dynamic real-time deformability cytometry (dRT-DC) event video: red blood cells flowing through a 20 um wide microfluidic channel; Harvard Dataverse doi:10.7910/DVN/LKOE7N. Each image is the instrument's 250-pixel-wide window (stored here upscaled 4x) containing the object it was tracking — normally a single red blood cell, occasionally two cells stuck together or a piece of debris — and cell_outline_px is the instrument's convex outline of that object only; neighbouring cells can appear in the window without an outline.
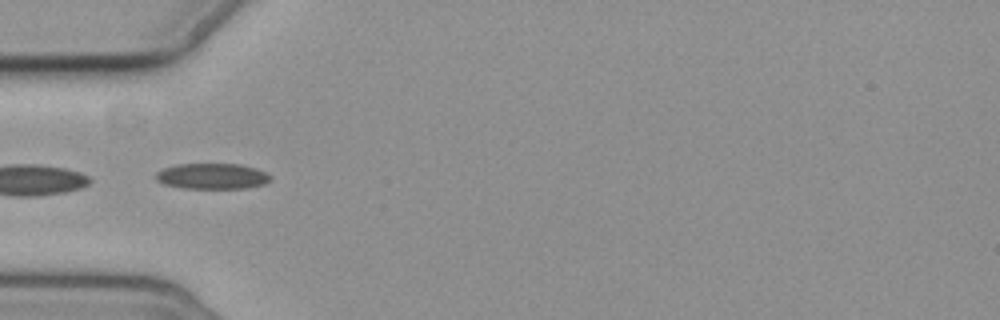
{"species": "common noctule bat (a hibernating species)", "species_latin": "Nyctalus noctula", "temperature_condition": "cold", "stored_images_in_passage": 8, "camera_frame_rate_fps": 3000, "um_per_image_px": 0.085, "animal": {"sex": "female", "body_mass_g": 19.3, "forearm_length_mm": 54.1}, "frame": {"image": 1, "passage_image": 5, "time_ms": 4.667, "image_size_px": [1000, 320], "cell_outline_px": [[272, 180], [264, 184], [248, 188], [180, 188], [164, 184], [156, 180], [156, 172], [164, 168], [176, 164], [240, 164], [256, 168], [272, 176]], "centroid_in_image_um": [18.05, 14.98], "position_along_channel_um": 67.0, "area_um2": 17.28}}
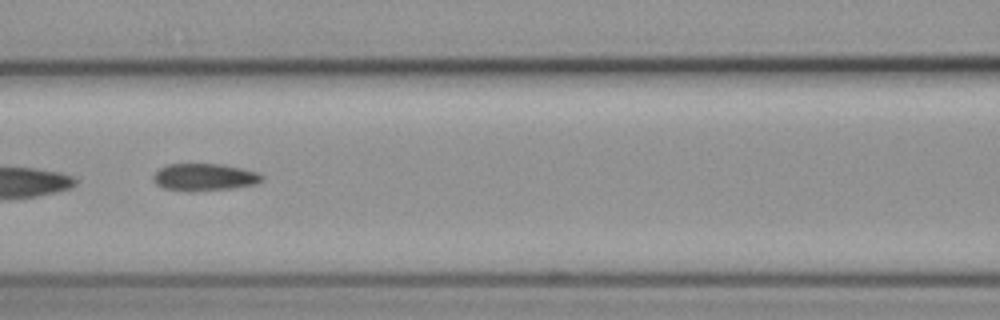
{"frame": {"image": 2, "passage_image": 7, "time_ms": 7.0, "image_size_px": [1000, 320], "cell_outline_px": [[264, 176], [256, 184], [228, 188], [192, 192], [188, 192], [164, 188], [156, 184], [152, 180], [152, 176], [160, 168], [168, 164], [220, 164], [240, 168], [256, 172]], "centroid_in_image_um": [17.31, 15.06], "position_along_channel_um": 149.3, "area_um2": 17.11}}